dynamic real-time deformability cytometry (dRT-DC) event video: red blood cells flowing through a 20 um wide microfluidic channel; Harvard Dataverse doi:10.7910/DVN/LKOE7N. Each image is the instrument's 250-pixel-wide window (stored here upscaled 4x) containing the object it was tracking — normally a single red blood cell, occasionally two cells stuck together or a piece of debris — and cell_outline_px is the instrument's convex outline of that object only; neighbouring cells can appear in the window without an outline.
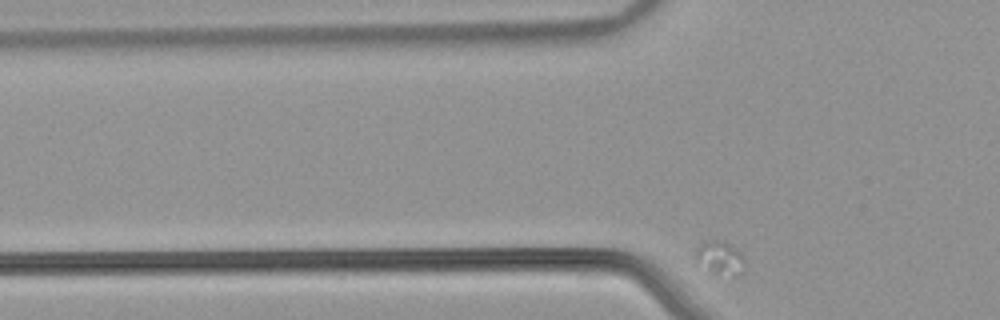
{"species": "common noctule bat (a hibernating species)", "species_latin": "Nyctalus noctula", "temperature_condition": "warm", "stored_images_in_passage": 13, "camera_frame_rate_fps": 3000, "um_per_image_px": 0.085, "animal": {"sex": "male", "body_mass_g": 21.5, "forearm_length_mm": 52.0}, "frame": {"image": 1, "passage_image": 8, "time_ms": 2.333, "image_size_px": [1000, 320], "cell_outline_px": [[744, 272], [732, 280], [712, 272], [696, 260], [692, 256], [696, 248], [700, 244], [708, 240], [724, 240], [736, 248], [744, 256]], "centroid_in_image_um": [61.24, 21.96], "position_along_channel_um": 64.6, "area_um2": 10.17}}